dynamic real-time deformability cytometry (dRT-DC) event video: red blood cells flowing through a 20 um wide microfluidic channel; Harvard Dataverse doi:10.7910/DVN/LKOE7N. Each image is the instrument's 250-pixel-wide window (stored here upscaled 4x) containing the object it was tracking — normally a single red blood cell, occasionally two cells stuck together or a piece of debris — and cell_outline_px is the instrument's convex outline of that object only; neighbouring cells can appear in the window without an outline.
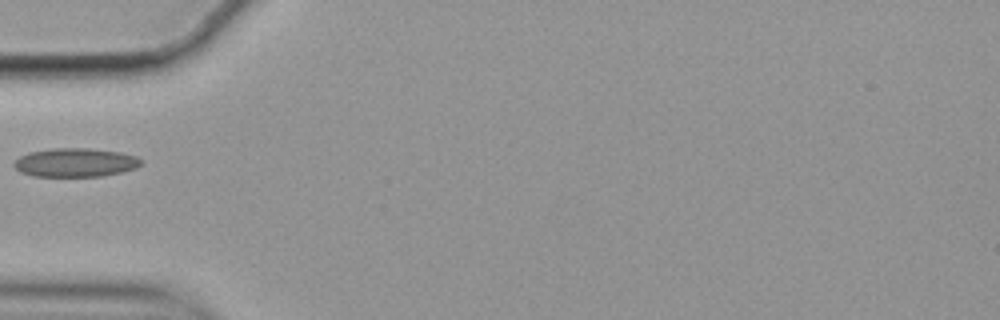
{"species": "common noctule bat (a hibernating species)", "species_latin": "Nyctalus noctula", "temperature_condition": "cold", "stored_images_in_passage": 39, "camera_frame_rate_fps": 3000, "um_per_image_px": 0.085, "animal": {"sex": "female", "body_mass_g": 19.9}, "frame": {"image": 1, "passage_image": 1, "time_ms": 0.0, "image_size_px": [1000, 320], "cell_outline_px": [[144, 164], [136, 168], [120, 172], [100, 176], [32, 176], [20, 172], [12, 164], [20, 156], [28, 152], [52, 148], [88, 148], [120, 152], [136, 156]], "centroid_in_image_um": [6.39, 13.81], "position_along_channel_um": 78.6, "area_um2": 21.27}}
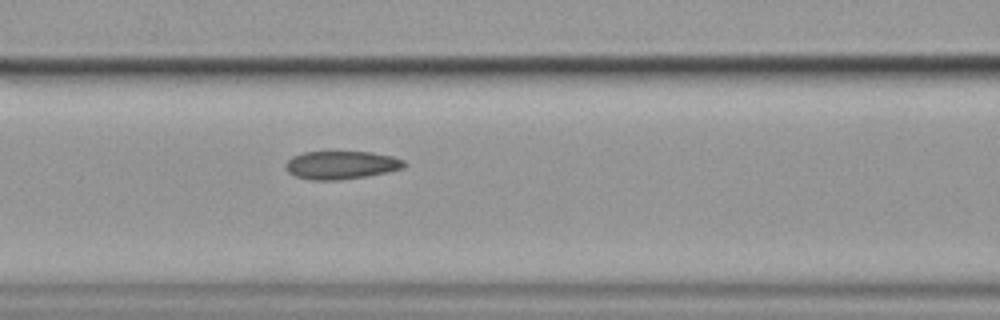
{"frame": {"image": 2, "passage_image": 6, "time_ms": 1.667, "image_size_px": [1000, 320], "cell_outline_px": [[408, 164], [404, 168], [388, 172], [340, 180], [308, 180], [296, 176], [288, 172], [284, 168], [284, 164], [292, 156], [304, 152], [372, 152], [392, 156], [404, 160]], "centroid_in_image_um": [29.0, 14.03], "position_along_channel_um": 137.6, "area_um2": 19.59}}